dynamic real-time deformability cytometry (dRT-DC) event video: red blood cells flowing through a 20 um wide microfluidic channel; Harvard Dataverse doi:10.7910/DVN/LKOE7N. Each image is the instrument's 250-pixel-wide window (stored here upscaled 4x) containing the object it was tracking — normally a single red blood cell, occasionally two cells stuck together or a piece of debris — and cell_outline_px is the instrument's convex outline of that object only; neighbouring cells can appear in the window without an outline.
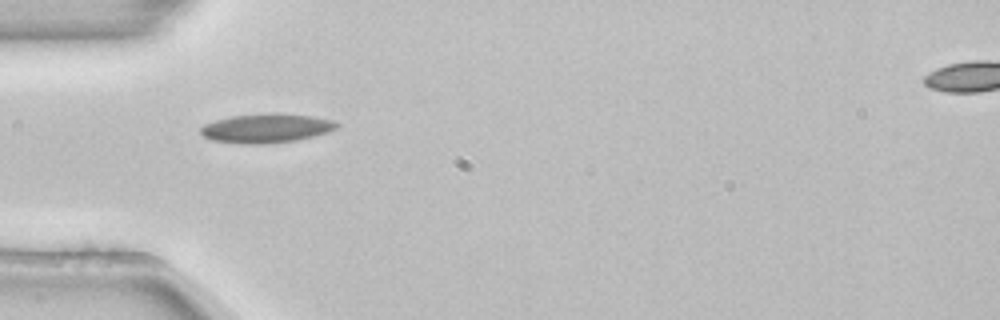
{"species": "common noctule bat (a hibernating species)", "species_latin": "Nyctalus noctula", "temperature_condition": "room temperature", "stored_images_in_passage": 38, "camera_frame_rate_fps": 3000, "um_per_image_px": 0.085, "animal": {"sex": "female", "body_mass_g": 22.7, "forearm_length_mm": 54.2}, "frame": {"image": 1, "passage_image": 1, "time_ms": 0.0, "image_size_px": [1000, 320], "cell_outline_px": [[340, 124], [336, 128], [328, 132], [296, 140], [264, 144], [240, 144], [212, 140], [204, 136], [200, 132], [200, 128], [204, 124], [216, 120], [232, 116], [276, 112], [280, 112], [312, 116], [332, 120]], "centroid_in_image_um": [22.63, 10.89], "position_along_channel_um": 62.4, "area_um2": 23.18}}
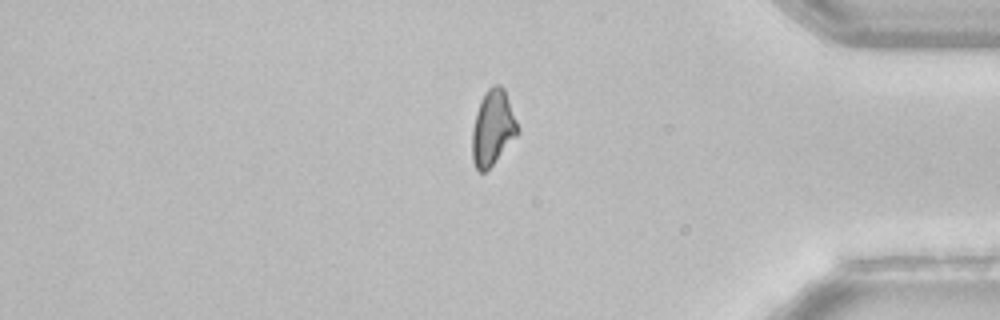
{"frame": {"image": 2, "passage_image": 29, "time_ms": 9.333, "image_size_px": [1000, 320], "cell_outline_px": [[520, 132], [492, 164], [484, 172], [480, 172], [476, 168], [472, 160], [472, 128], [476, 112], [480, 100], [484, 92], [492, 84], [500, 84], [504, 88], [520, 128]], "centroid_in_image_um": [41.88, 10.82], "position_along_channel_um": 393.3, "area_um2": 20.06}}
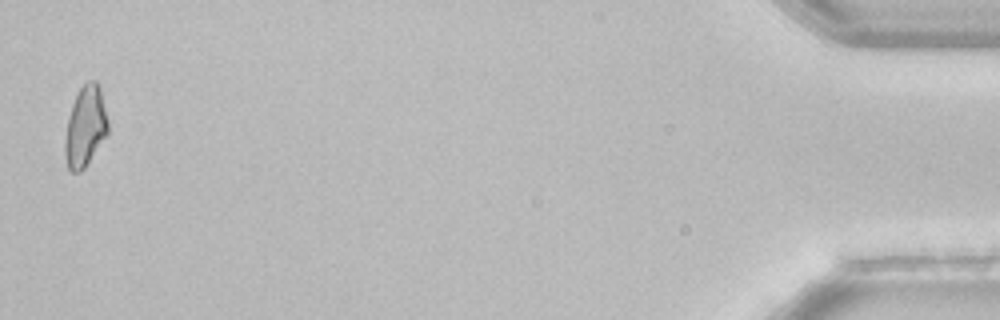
{"frame": {"image": 3, "passage_image": 37, "time_ms": 12.0, "image_size_px": [1000, 320], "cell_outline_px": [[108, 132], [84, 168], [80, 172], [72, 172], [68, 168], [64, 156], [64, 144], [68, 116], [72, 104], [80, 88], [88, 80], [96, 80], [100, 88], [108, 120]], "centroid_in_image_um": [7.24, 10.75], "position_along_channel_um": 428.0, "area_um2": 20.06}, "authors_computed_cell_mechanics": {"area_um2": 20.23, "velocity_mm_per_s": 3.8679, "shape_relaxation_time_tau1_ms": 9.052, "shape_relaxation_time_tau2_ms": null, "deformation_change_tau1": 0.1718, "deformation_change_tau2": null}}